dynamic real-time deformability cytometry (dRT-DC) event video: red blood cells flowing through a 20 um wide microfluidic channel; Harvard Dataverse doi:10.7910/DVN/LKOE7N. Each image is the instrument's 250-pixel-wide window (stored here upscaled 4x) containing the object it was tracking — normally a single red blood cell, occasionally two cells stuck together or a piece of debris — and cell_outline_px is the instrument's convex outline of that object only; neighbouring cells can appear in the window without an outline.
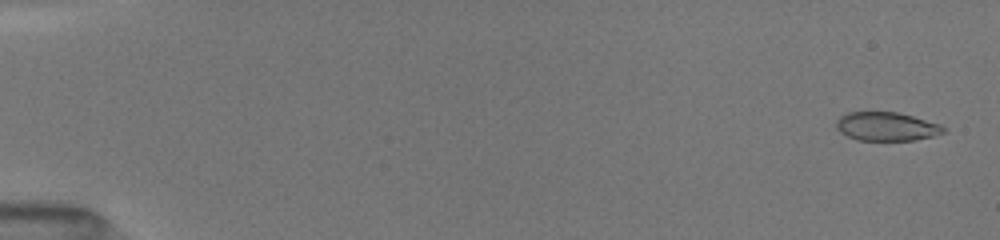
{"species": "common noctule bat (a hibernating species)", "species_latin": "Nyctalus noctula", "temperature_condition": "room temperature", "stored_images_in_passage": 21, "camera_frame_rate_fps": 3000, "um_per_image_px": 0.085, "animal": {"sex": "female", "body_mass_g": 19.5, "forearm_length_mm": 54.1}, "frame": {"image": 1, "passage_image": 2, "time_ms": 0.333, "image_size_px": [1000, 240], "cell_outline_px": [[948, 132], [916, 140], [856, 140], [840, 132], [836, 128], [836, 120], [840, 116], [848, 112], [896, 112], [912, 116], [940, 124], [948, 128]], "centroid_in_image_um": [75.38, 10.75], "position_along_channel_um": 9.6, "area_um2": 18.03}}
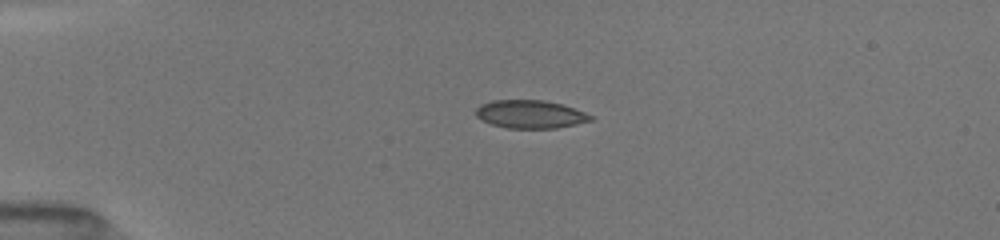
{"frame": {"image": 2, "passage_image": 14, "time_ms": 4.0, "image_size_px": [1000, 240], "cell_outline_px": [[596, 116], [592, 120], [576, 124], [556, 128], [508, 128], [492, 124], [480, 120], [476, 116], [476, 108], [480, 104], [492, 100], [544, 100], [560, 104]], "centroid_in_image_um": [45.05, 9.71], "position_along_channel_um": 39.9, "area_um2": 18.79}}
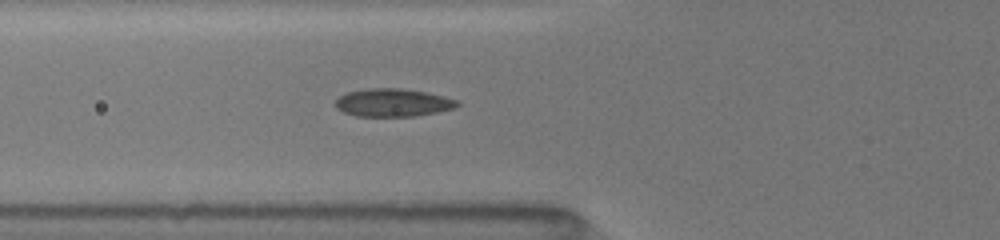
{"frame": {"image": 3, "passage_image": 21, "time_ms": 6.333, "image_size_px": [1000, 240], "cell_outline_px": [[460, 104], [456, 108], [436, 112], [412, 116], [356, 116], [344, 112], [336, 108], [336, 100], [340, 96], [348, 92], [368, 88], [400, 88], [424, 92], [444, 96], [456, 100]], "centroid_in_image_um": [33.39, 8.72], "position_along_channel_um": 92.4, "area_um2": 19.65}}